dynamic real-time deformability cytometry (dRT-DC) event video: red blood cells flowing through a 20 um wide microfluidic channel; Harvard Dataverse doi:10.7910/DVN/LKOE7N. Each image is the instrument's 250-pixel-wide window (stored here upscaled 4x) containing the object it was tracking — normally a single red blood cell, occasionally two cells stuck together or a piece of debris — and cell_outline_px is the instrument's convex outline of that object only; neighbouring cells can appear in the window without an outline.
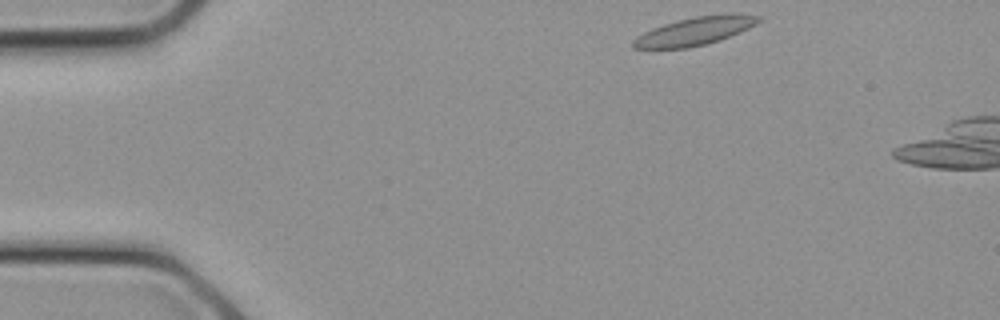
{"species": "common noctule bat (a hibernating species)", "species_latin": "Nyctalus noctula", "temperature_condition": "cold", "stored_images_in_passage": 3, "camera_frame_rate_fps": 3000, "um_per_image_px": 0.085, "animal": {"sex": "female", "body_mass_g": 21.9}, "frame": {"image": 1, "passage_image": 1, "time_ms": 0.0, "image_size_px": [1000, 320], "cell_outline_px": [[760, 20], [756, 24], [740, 32], [720, 40], [688, 48], [632, 48], [632, 40], [636, 36], [652, 28], [664, 24], [696, 16], [732, 12], [760, 16]], "centroid_in_image_um": [59.07, 2.63], "position_along_channel_um": 25.9, "area_um2": 20.52}}